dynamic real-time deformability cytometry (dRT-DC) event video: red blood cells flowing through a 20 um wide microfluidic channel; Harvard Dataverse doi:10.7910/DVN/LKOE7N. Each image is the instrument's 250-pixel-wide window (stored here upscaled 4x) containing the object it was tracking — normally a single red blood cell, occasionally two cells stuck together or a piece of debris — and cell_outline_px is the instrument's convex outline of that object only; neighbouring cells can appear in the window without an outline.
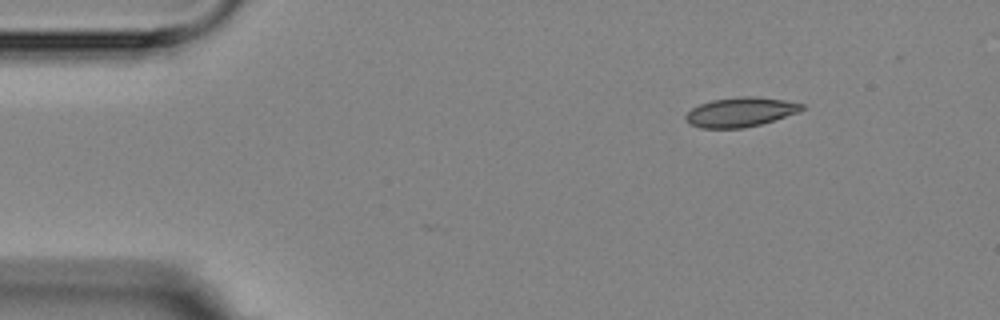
{"species": "Egyptian fruit bat (a non-hibernating species)", "species_latin": "Rousettus aegyptiacus", "temperature_condition": "room temperature", "stored_images_in_passage": 5, "camera_frame_rate_fps": 3000, "um_per_image_px": 0.085, "animal": {"sex": "female"}, "frame": {"image": 1, "passage_image": 1, "time_ms": 0.0, "image_size_px": [1000, 320], "cell_outline_px": [[804, 108], [796, 112], [760, 124], [744, 128], [700, 128], [688, 124], [684, 120], [684, 116], [692, 108], [700, 104], [712, 100], [740, 96], [752, 96], [784, 100], [804, 104]], "centroid_in_image_um": [62.86, 9.53], "position_along_channel_um": 22.1, "area_um2": 19.77}}
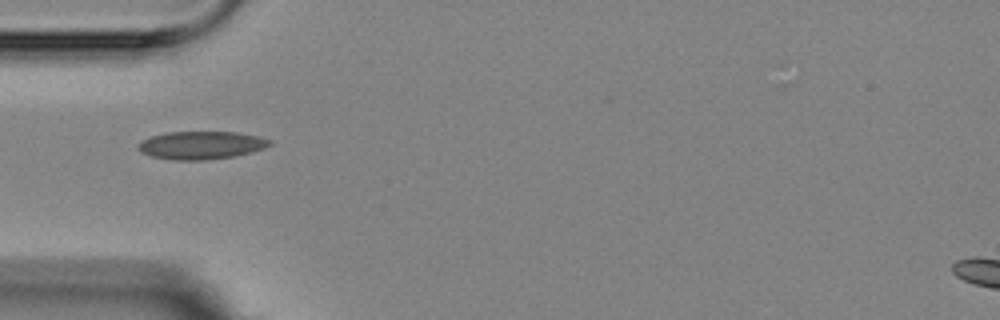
{"frame": {"image": 2, "passage_image": 4, "time_ms": 3.333, "image_size_px": [1000, 320], "cell_outline_px": [[272, 144], [264, 148], [252, 152], [232, 156], [208, 160], [172, 160], [152, 156], [140, 152], [136, 148], [136, 144], [140, 140], [152, 136], [168, 132], [236, 132], [260, 136], [272, 140]], "centroid_in_image_um": [17.08, 12.34], "position_along_channel_um": 67.9, "area_um2": 21.62}}
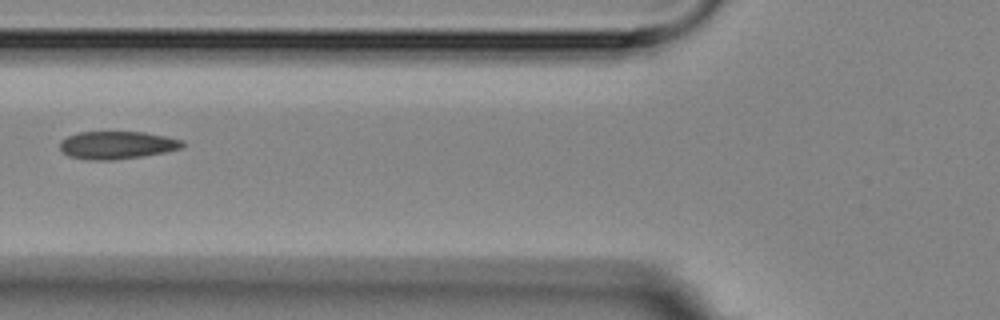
{"frame": {"image": 3, "passage_image": 5, "time_ms": 4.667, "image_size_px": [1000, 320], "cell_outline_px": [[184, 148], [144, 156], [112, 160], [88, 160], [68, 156], [60, 148], [60, 140], [68, 136], [80, 132], [144, 132], [184, 140]], "centroid_in_image_um": [9.96, 12.34], "position_along_channel_um": 115.8, "area_um2": 19.88}}